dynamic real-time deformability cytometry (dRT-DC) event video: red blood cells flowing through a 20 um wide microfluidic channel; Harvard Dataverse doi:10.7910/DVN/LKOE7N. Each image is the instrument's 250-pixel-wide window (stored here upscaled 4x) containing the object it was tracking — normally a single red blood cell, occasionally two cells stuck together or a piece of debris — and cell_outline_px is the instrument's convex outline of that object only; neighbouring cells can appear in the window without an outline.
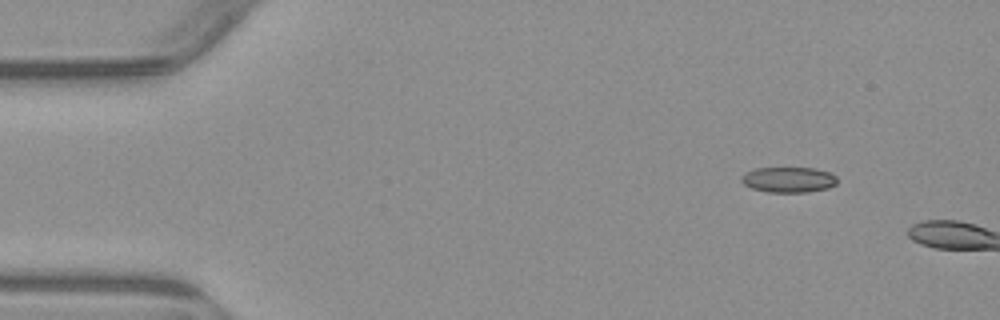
{"species": "common noctule bat (a hibernating species)", "species_latin": "Nyctalus noctula", "temperature_condition": "warm", "stored_images_in_passage": 2, "camera_frame_rate_fps": 3000, "um_per_image_px": 0.085, "animal": {"sex": "male", "body_mass_g": 23.1, "forearm_length_mm": 52.7}, "frame": {"image": 1, "passage_image": 1, "time_ms": 0.0, "image_size_px": [1000, 320], "cell_outline_px": [[836, 184], [828, 188], [808, 192], [768, 192], [752, 188], [744, 184], [740, 180], [740, 176], [756, 168], [816, 168], [832, 172], [836, 176]], "centroid_in_image_um": [67.05, 15.27], "position_along_channel_um": 17.9, "area_um2": 14.28}}